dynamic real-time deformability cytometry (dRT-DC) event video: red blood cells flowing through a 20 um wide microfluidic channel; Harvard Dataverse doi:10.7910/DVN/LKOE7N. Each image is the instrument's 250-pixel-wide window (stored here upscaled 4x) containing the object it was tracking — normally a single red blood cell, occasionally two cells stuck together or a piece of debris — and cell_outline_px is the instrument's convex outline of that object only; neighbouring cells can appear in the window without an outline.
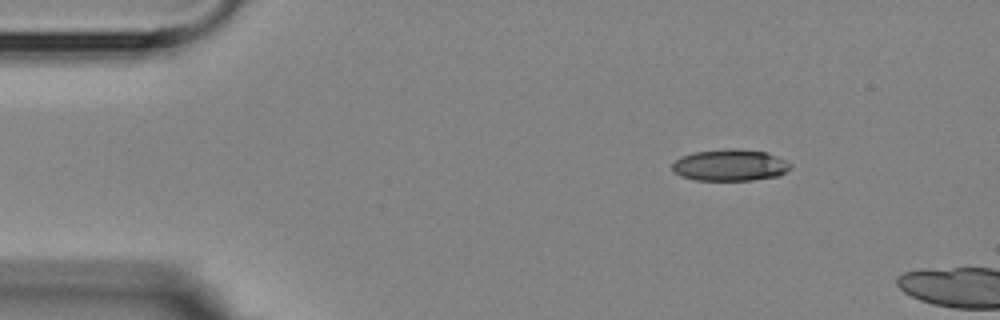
{"species": "Egyptian fruit bat (a non-hibernating species)", "species_latin": "Rousettus aegyptiacus", "temperature_condition": "room temperature", "stored_images_in_passage": 2, "camera_frame_rate_fps": 3000, "um_per_image_px": 0.085, "animal": {"sex": "female"}, "frame": {"image": 1, "passage_image": 1, "time_ms": 0.0, "image_size_px": [1000, 320], "cell_outline_px": [[792, 164], [780, 176], [752, 180], [696, 180], [680, 176], [672, 172], [672, 164], [676, 160], [684, 156], [696, 152], [736, 148], [768, 152]], "centroid_in_image_um": [62.05, 14.05], "position_along_channel_um": 23.0, "area_um2": 21.62}}